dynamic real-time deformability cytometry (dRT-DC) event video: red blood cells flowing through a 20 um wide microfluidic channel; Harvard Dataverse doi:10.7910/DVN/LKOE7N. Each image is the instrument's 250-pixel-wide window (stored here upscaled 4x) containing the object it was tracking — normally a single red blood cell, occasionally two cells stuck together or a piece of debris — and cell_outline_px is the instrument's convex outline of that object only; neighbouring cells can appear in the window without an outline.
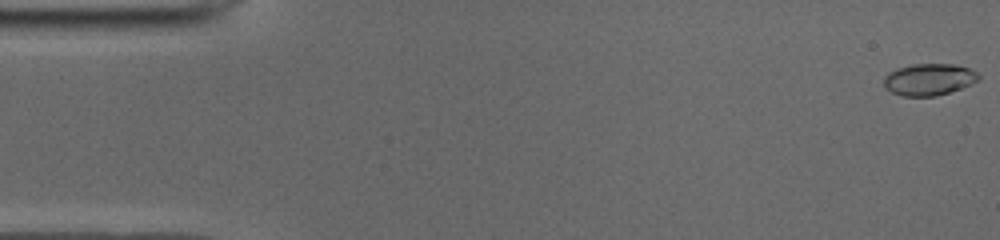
{"species": "common noctule bat (a hibernating species)", "species_latin": "Nyctalus noctula", "temperature_condition": "cold", "stored_images_in_passage": 16, "camera_frame_rate_fps": 3000, "um_per_image_px": 0.085, "animal": {"sex": "male", "body_mass_g": 19.0, "forearm_length_mm": 50.8}, "frame": {"image": 1, "passage_image": 1, "time_ms": 0.0, "image_size_px": [1000, 240], "cell_outline_px": [[980, 80], [960, 88], [936, 96], [904, 96], [892, 92], [884, 84], [884, 76], [888, 72], [896, 68], [912, 64], [956, 64], [968, 68], [976, 72], [980, 76]], "centroid_in_image_um": [78.96, 6.74], "position_along_channel_um": 6.0, "area_um2": 17.46}}
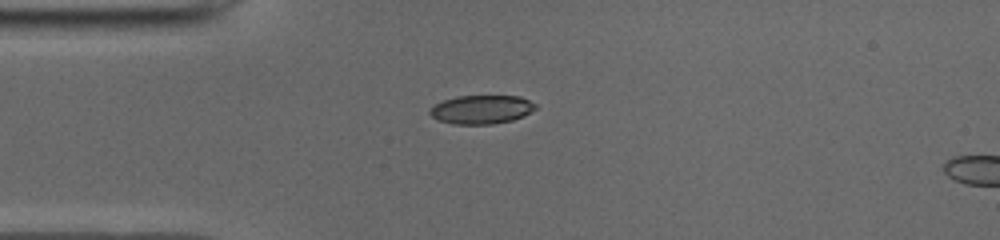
{"frame": {"image": 2, "passage_image": 13, "time_ms": 4.0, "image_size_px": [1000, 240], "cell_outline_px": [[536, 108], [524, 116], [512, 120], [492, 124], [452, 124], [440, 120], [432, 116], [428, 112], [428, 108], [444, 100], [456, 96], [520, 96], [536, 104]], "centroid_in_image_um": [40.91, 9.3], "position_along_channel_um": 44.1, "area_um2": 17.63}}